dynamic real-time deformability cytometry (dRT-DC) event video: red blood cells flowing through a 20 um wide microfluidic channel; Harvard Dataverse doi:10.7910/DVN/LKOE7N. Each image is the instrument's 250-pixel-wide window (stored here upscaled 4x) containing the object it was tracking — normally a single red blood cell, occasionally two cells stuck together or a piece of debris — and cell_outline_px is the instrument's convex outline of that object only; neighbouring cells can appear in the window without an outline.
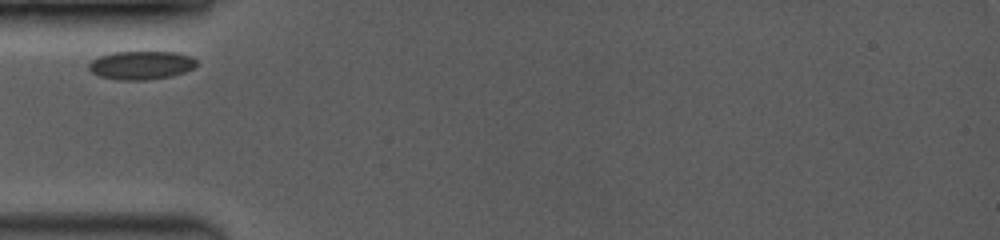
{"species": "common noctule bat (a hibernating species)", "species_latin": "Nyctalus noctula", "temperature_condition": "room temperature", "stored_images_in_passage": 12, "camera_frame_rate_fps": 3500, "um_per_image_px": 0.085, "animal": {"sex": "female", "body_mass_g": 19.0, "forearm_length_mm": 53.3}, "frame": {"image": 1, "passage_image": 1, "time_ms": 0.0, "image_size_px": [1000, 240], "cell_outline_px": [[196, 68], [172, 76], [144, 80], [116, 80], [100, 76], [92, 72], [88, 68], [88, 64], [92, 60], [100, 56], [112, 52], [176, 52], [192, 56], [196, 60]], "centroid_in_image_um": [12.02, 5.54], "position_along_channel_um": 73.0, "area_um2": 17.98}}
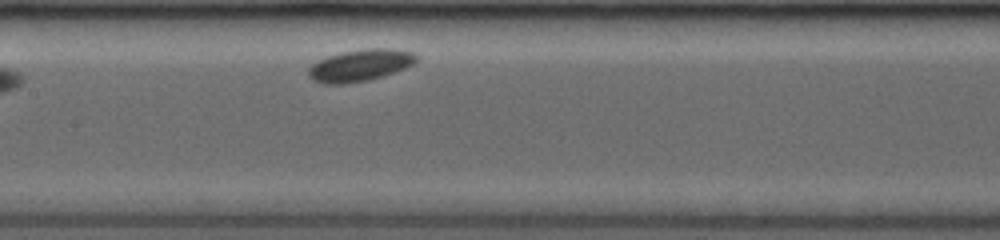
{"frame": {"image": 2, "passage_image": 5, "time_ms": 2.857, "image_size_px": [1000, 240], "cell_outline_px": [[416, 60], [412, 64], [404, 68], [384, 76], [368, 80], [344, 84], [324, 84], [312, 80], [308, 76], [308, 68], [312, 64], [328, 56], [340, 52], [364, 48], [392, 48], [412, 52], [416, 56]], "centroid_in_image_um": [30.57, 5.55], "position_along_channel_um": 176.8, "area_um2": 20.06}}
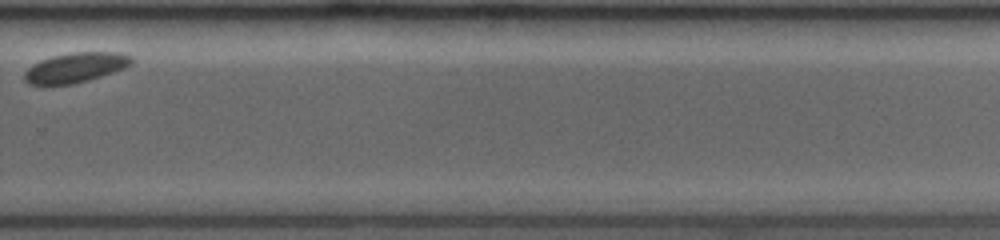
{"frame": {"image": 3, "passage_image": 11, "time_ms": 6.857, "image_size_px": [1000, 240], "cell_outline_px": [[132, 64], [124, 68], [88, 80], [72, 84], [28, 84], [24, 80], [24, 72], [32, 64], [40, 60], [52, 56], [72, 52], [116, 52], [132, 56]], "centroid_in_image_um": [6.4, 5.73], "position_along_channel_um": 323.4, "area_um2": 18.5}}